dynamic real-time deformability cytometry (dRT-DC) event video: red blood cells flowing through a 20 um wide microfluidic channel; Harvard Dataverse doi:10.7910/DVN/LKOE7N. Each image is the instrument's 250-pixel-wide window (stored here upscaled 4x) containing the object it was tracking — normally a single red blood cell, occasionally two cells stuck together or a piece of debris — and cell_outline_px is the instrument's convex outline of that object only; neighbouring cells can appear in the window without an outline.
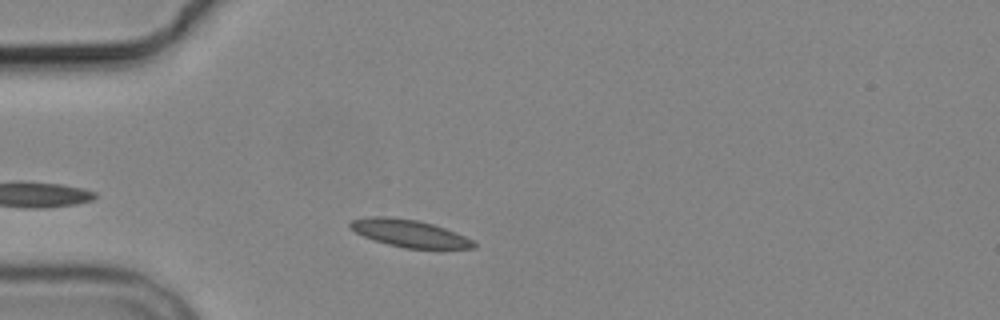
{"species": "common noctule bat (a hibernating species)", "species_latin": "Nyctalus noctula", "temperature_condition": "cold", "stored_images_in_passage": 1, "camera_frame_rate_fps": 3000, "um_per_image_px": 0.085, "animal": {"sex": "male", "body_mass_g": 19.2, "forearm_length_mm": 51.8}, "frame": {"image": 1, "passage_image": 1, "time_ms": 0.0, "image_size_px": [1000, 320], "cell_outline_px": [[476, 248], [404, 248], [372, 240], [356, 232], [348, 224], [352, 220], [372, 216], [384, 216], [416, 220], [432, 224], [456, 232], [472, 240], [476, 244]], "centroid_in_image_um": [34.79, 19.83], "position_along_channel_um": 50.2, "area_um2": 19.36}}